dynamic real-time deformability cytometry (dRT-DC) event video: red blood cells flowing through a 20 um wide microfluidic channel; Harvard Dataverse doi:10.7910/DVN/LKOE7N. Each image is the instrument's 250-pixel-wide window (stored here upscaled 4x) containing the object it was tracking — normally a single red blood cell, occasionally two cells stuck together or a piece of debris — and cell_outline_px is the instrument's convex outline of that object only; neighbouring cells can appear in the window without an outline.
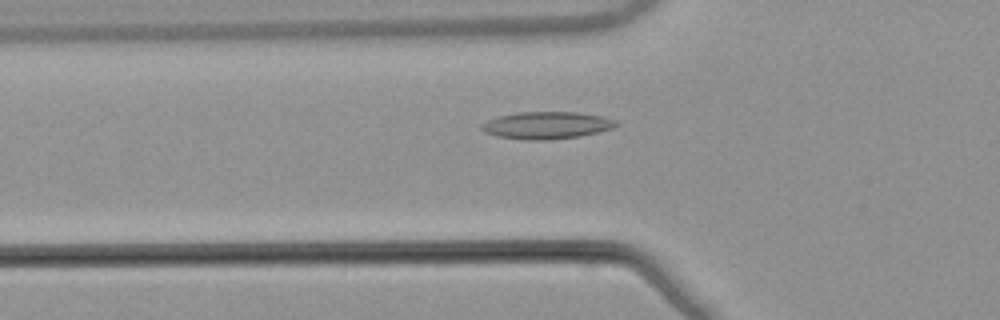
{"species": "common noctule bat (a hibernating species)", "species_latin": "Nyctalus noctula", "temperature_condition": "warm", "stored_images_in_passage": 47, "camera_frame_rate_fps": 3000, "um_per_image_px": 0.085, "animal": {"sex": "male", "body_mass_g": 21.5, "forearm_length_mm": 52.0}, "frame": {"image": 1, "passage_image": 12, "time_ms": 3.667, "image_size_px": [1000, 320], "cell_outline_px": [[620, 124], [612, 128], [580, 136], [552, 140], [524, 140], [496, 136], [484, 132], [480, 128], [480, 124], [488, 120], [500, 116], [516, 112], [576, 112], [600, 116], [616, 120]], "centroid_in_image_um": [46.43, 10.66], "position_along_channel_um": 79.4, "area_um2": 21.39}}
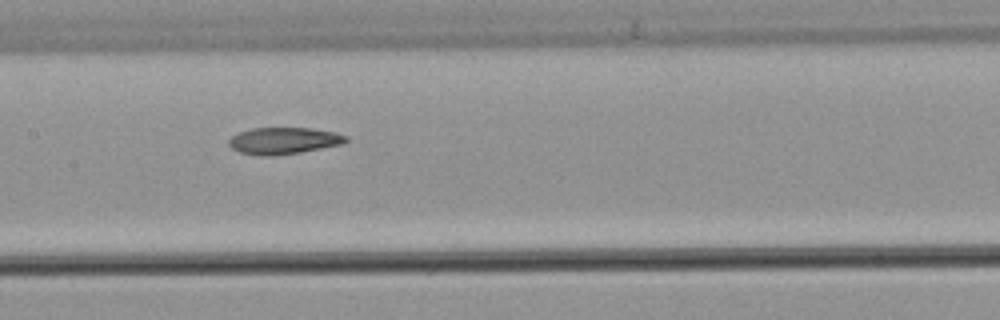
{"frame": {"image": 2, "passage_image": 20, "time_ms": 6.333, "image_size_px": [1000, 320], "cell_outline_px": [[348, 140], [344, 144], [300, 152], [272, 156], [260, 156], [240, 152], [232, 148], [228, 144], [228, 140], [232, 136], [240, 132], [252, 128], [312, 128], [336, 132], [348, 136]], "centroid_in_image_um": [24.14, 11.96], "position_along_channel_um": 183.3, "area_um2": 18.32}}
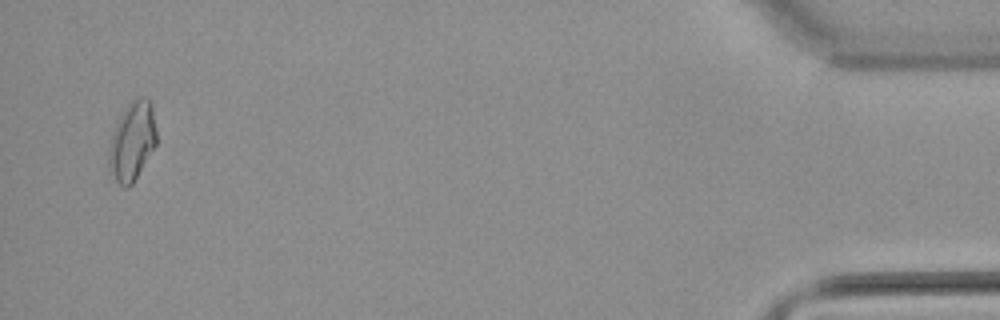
{"frame": {"image": 3, "passage_image": 45, "time_ms": 14.667, "image_size_px": [1000, 320], "cell_outline_px": [[156, 144], [132, 184], [128, 188], [124, 188], [116, 180], [108, 168], [108, 148], [112, 132], [124, 108], [136, 96], [140, 96], [148, 100], [152, 104], [156, 128]], "centroid_in_image_um": [11.22, 11.99], "position_along_channel_um": 424.0, "area_um2": 21.91}}